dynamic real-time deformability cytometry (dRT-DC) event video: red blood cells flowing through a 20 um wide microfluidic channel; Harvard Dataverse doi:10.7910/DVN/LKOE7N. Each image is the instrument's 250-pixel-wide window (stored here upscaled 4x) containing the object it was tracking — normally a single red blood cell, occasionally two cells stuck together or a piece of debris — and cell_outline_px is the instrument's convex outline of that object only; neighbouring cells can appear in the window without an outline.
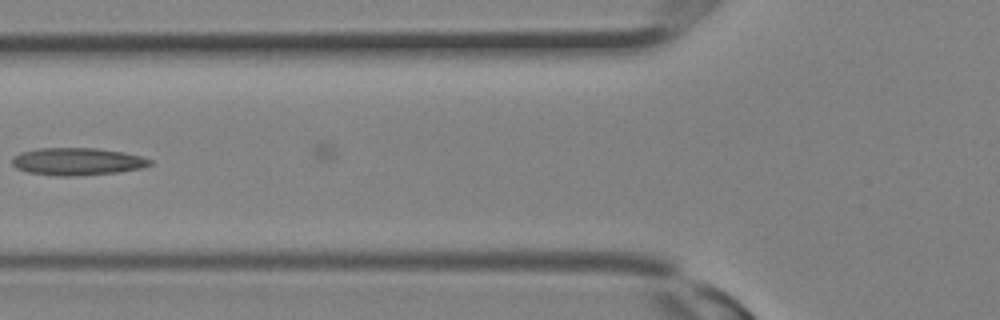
{"species": "Egyptian fruit bat (a non-hibernating species)", "species_latin": "Rousettus aegyptiacus", "temperature_condition": "room temperature", "stored_images_in_passage": 14, "camera_frame_rate_fps": 3000, "um_per_image_px": 0.085, "animal": {"sex": "female"}, "frame": {"image": 1, "passage_image": 12, "time_ms": 3.667, "image_size_px": [1000, 320], "cell_outline_px": [[152, 164], [140, 168], [116, 172], [72, 176], [56, 176], [28, 172], [16, 168], [12, 164], [12, 156], [20, 152], [36, 148], [100, 148], [124, 152], [144, 156], [152, 160]], "centroid_in_image_um": [6.56, 13.71], "position_along_channel_um": 119.2, "area_um2": 22.2}}